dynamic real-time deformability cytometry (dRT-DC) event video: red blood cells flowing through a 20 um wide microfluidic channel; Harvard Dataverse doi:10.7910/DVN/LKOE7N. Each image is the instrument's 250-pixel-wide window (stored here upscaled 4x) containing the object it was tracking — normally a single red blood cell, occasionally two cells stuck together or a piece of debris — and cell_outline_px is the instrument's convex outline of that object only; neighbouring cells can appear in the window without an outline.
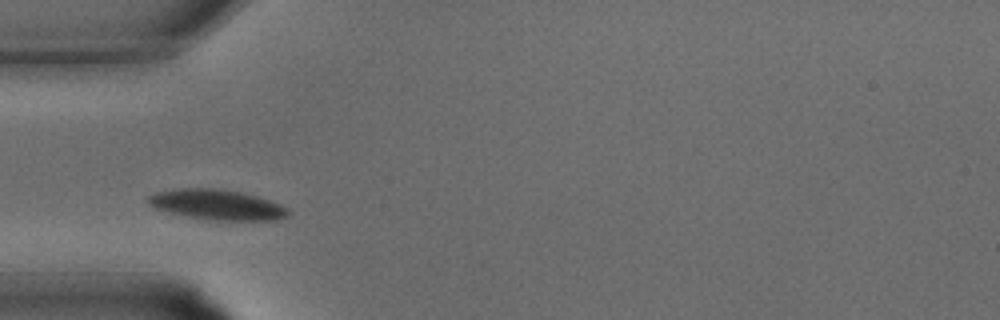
{"species": "common noctule bat (a hibernating species)", "species_latin": "Nyctalus noctula", "temperature_condition": "warm", "stored_images_in_passage": 22, "camera_frame_rate_fps": 3000, "um_per_image_px": 0.085, "animal": {"sex": "male", "body_mass_g": 15.6}, "frame": {"image": 1, "passage_image": 5, "time_ms": 1.333, "image_size_px": [1000, 320], "cell_outline_px": [[292, 212], [288, 216], [276, 220], [208, 220], [188, 216], [156, 208], [148, 204], [144, 200], [148, 196], [156, 192], [180, 188], [216, 188], [244, 192], [280, 204], [288, 208]], "centroid_in_image_um": [18.47, 17.39], "position_along_channel_um": 66.5, "area_um2": 24.74}}
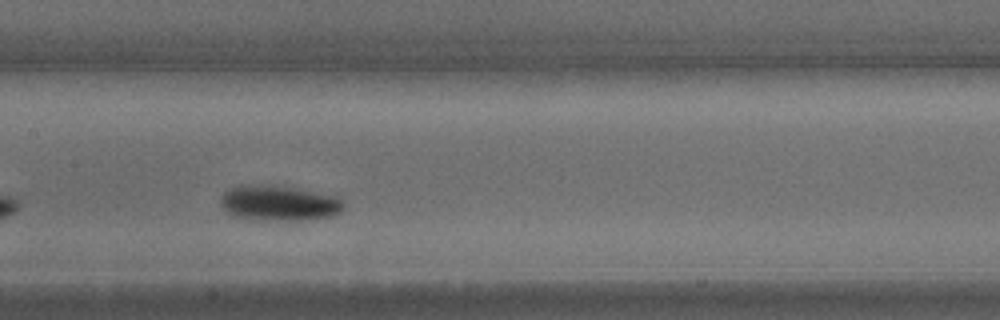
{"frame": {"image": 2, "passage_image": 11, "time_ms": 3.333, "image_size_px": [1000, 320], "cell_outline_px": [[344, 208], [340, 212], [332, 216], [308, 220], [244, 220], [228, 212], [220, 204], [220, 196], [228, 188], [240, 184], [272, 184], [336, 196], [344, 204]], "centroid_in_image_um": [23.65, 17.26], "position_along_channel_um": 183.7, "area_um2": 25.78}}
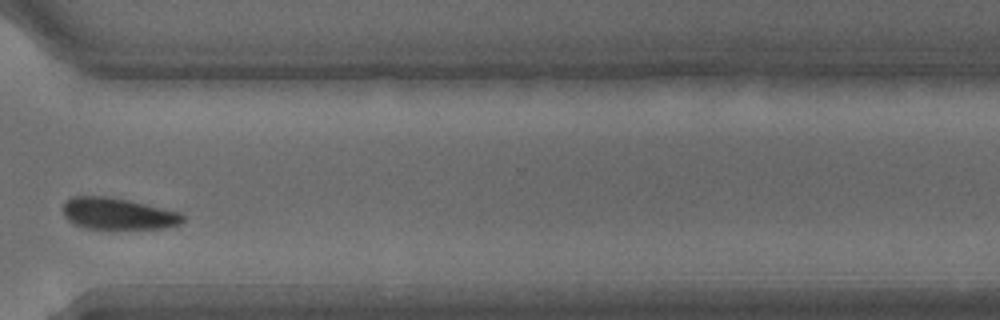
{"frame": {"image": 3, "passage_image": 20, "time_ms": 6.333, "image_size_px": [1000, 320], "cell_outline_px": [[184, 220], [180, 224], [164, 228], [84, 228], [68, 220], [64, 216], [64, 204], [72, 196], [104, 196], [128, 200], [180, 212], [184, 216]], "centroid_in_image_um": [10.03, 18.16], "position_along_channel_um": 360.6, "area_um2": 21.73}}